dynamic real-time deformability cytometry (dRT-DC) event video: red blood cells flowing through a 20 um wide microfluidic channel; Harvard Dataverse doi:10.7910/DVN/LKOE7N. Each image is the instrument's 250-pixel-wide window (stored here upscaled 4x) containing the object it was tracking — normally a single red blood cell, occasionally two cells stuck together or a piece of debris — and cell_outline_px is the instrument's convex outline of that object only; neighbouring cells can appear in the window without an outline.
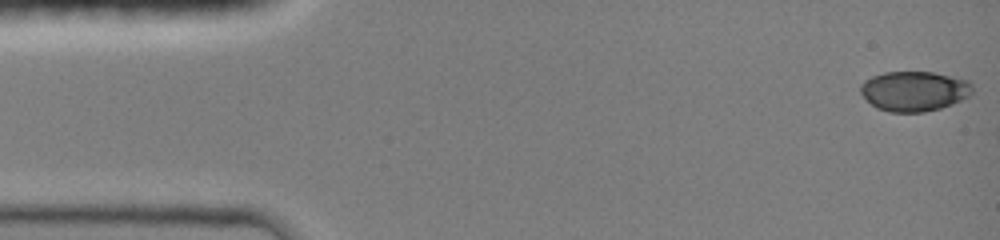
{"species": "common noctule bat (a hibernating species)", "species_latin": "Nyctalus noctula", "temperature_condition": "room temperature", "stored_images_in_passage": 10, "camera_frame_rate_fps": 3000, "um_per_image_px": 0.085, "animal": {"sex": "female", "body_mass_g": 19.0, "forearm_length_mm": 51.5}, "frame": {"image": 1, "passage_image": 1, "time_ms": 0.0, "image_size_px": [1000, 240], "cell_outline_px": [[972, 92], [968, 96], [952, 104], [940, 108], [924, 112], [888, 112], [876, 108], [860, 92], [860, 84], [864, 80], [872, 76], [884, 72], [932, 72], [968, 80], [972, 84]], "centroid_in_image_um": [77.69, 7.74], "position_along_channel_um": 7.3, "area_um2": 26.01}}